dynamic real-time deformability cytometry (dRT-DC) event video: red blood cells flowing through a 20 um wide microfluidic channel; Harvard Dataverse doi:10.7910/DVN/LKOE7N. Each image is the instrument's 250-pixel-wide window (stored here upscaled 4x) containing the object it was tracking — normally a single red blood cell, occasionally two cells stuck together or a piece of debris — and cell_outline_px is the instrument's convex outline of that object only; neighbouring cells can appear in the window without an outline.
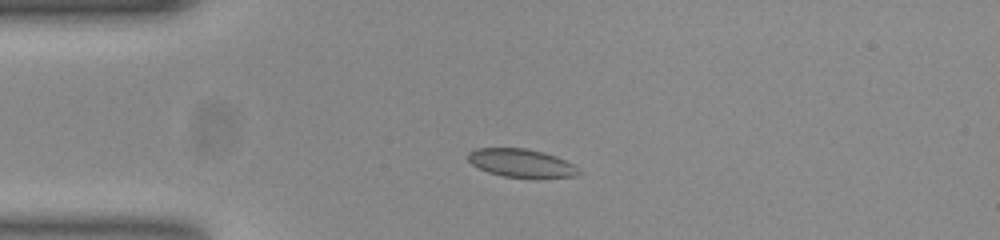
{"species": "common noctule bat (a hibernating species)", "species_latin": "Nyctalus noctula", "temperature_condition": "room temperature", "stored_images_in_passage": 43, "camera_frame_rate_fps": 3000, "um_per_image_px": 0.085, "animal": {"sex": "female", "body_mass_g": 23.0, "forearm_length_mm": 53.4}, "frame": {"image": 1, "passage_image": 3, "time_ms": 0.667, "image_size_px": [1000, 240], "cell_outline_px": [[584, 172], [576, 176], [536, 180], [504, 176], [488, 172], [472, 164], [468, 160], [468, 152], [476, 148], [524, 148], [544, 152], [556, 156], [572, 164]], "centroid_in_image_um": [44.38, 13.9], "position_along_channel_um": 40.6, "area_um2": 18.79}}
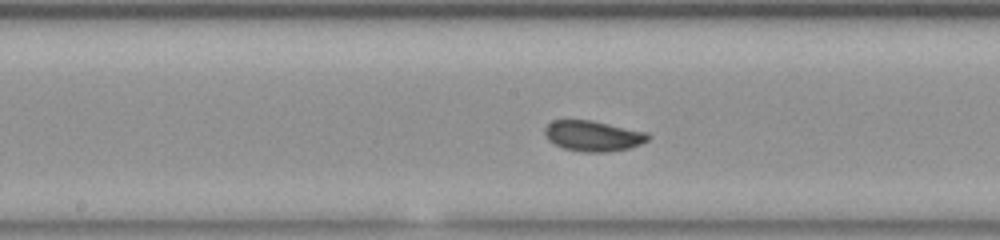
{"frame": {"image": 2, "passage_image": 17, "time_ms": 5.333, "image_size_px": [1000, 240], "cell_outline_px": [[652, 136], [648, 140], [640, 144], [628, 148], [608, 152], [584, 152], [564, 148], [548, 140], [544, 132], [544, 128], [552, 120], [592, 120], [648, 132]], "centroid_in_image_um": [50.43, 11.54], "position_along_channel_um": 197.8, "area_um2": 18.44}}
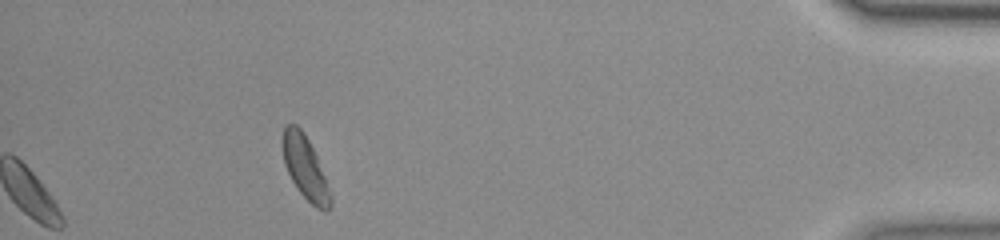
{"frame": {"image": 3, "passage_image": 38, "time_ms": 12.333, "image_size_px": [1000, 240], "cell_outline_px": [[332, 204], [328, 212], [324, 212], [316, 208], [296, 188], [284, 164], [280, 144], [284, 128], [288, 124], [296, 124], [304, 132], [316, 156], [332, 196]], "centroid_in_image_um": [25.92, 14.26], "position_along_channel_um": 409.3, "area_um2": 17.63}}